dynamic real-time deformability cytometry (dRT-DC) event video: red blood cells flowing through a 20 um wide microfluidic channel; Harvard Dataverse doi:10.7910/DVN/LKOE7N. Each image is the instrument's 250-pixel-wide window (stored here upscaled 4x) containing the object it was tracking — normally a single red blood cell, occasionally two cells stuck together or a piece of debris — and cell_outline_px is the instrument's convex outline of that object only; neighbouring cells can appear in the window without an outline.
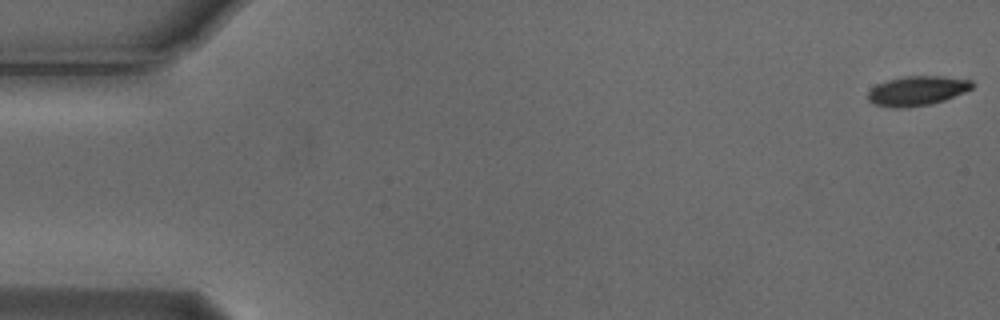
{"species": "Egyptian fruit bat (a non-hibernating species)", "species_latin": "Rousettus aegyptiacus", "temperature_condition": "cold", "stored_images_in_passage": 45, "camera_frame_rate_fps": 3000, "um_per_image_px": 0.085, "animal": {"sex": "male"}, "frame": {"image": 1, "passage_image": 1, "time_ms": 0.0, "image_size_px": [1000, 320], "cell_outline_px": [[972, 88], [964, 92], [944, 100], [928, 104], [908, 108], [892, 108], [876, 104], [868, 100], [868, 92], [876, 84], [888, 80], [904, 76], [944, 76], [972, 80]], "centroid_in_image_um": [77.94, 7.71], "position_along_channel_um": 7.1, "area_um2": 17.86}}
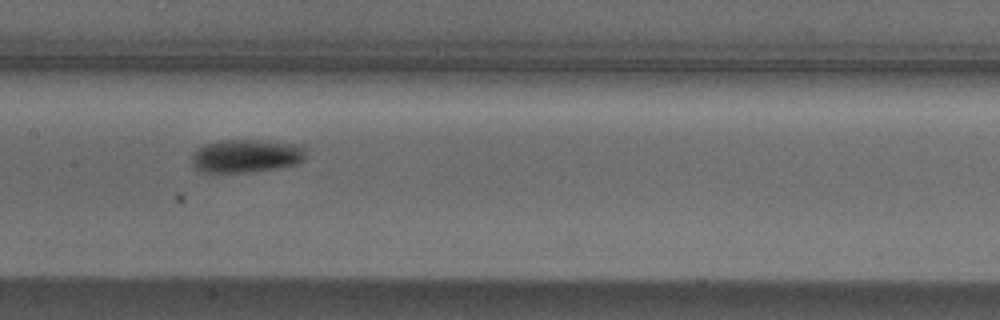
{"frame": {"image": 2, "passage_image": 27, "time_ms": 8.667, "image_size_px": [1000, 320], "cell_outline_px": [[304, 160], [296, 164], [276, 168], [248, 172], [204, 172], [196, 168], [192, 164], [192, 156], [204, 144], [220, 140], [256, 140], [296, 144], [304, 148]], "centroid_in_image_um": [20.92, 13.25], "position_along_channel_um": 186.5, "area_um2": 21.73}}
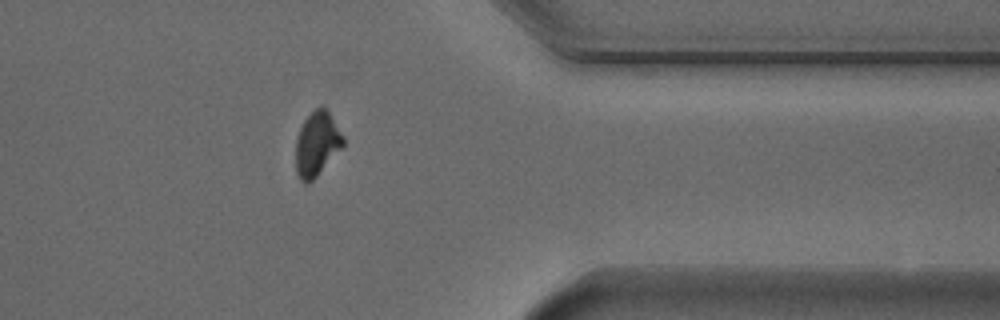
{"frame": {"image": 3, "passage_image": 44, "time_ms": 14.333, "image_size_px": [1000, 320], "cell_outline_px": [[344, 148], [308, 184], [304, 184], [300, 180], [296, 172], [296, 140], [300, 128], [304, 120], [320, 104], [328, 112], [344, 136]], "centroid_in_image_um": [26.95, 12.26], "position_along_channel_um": 384.4, "area_um2": 17.86}}